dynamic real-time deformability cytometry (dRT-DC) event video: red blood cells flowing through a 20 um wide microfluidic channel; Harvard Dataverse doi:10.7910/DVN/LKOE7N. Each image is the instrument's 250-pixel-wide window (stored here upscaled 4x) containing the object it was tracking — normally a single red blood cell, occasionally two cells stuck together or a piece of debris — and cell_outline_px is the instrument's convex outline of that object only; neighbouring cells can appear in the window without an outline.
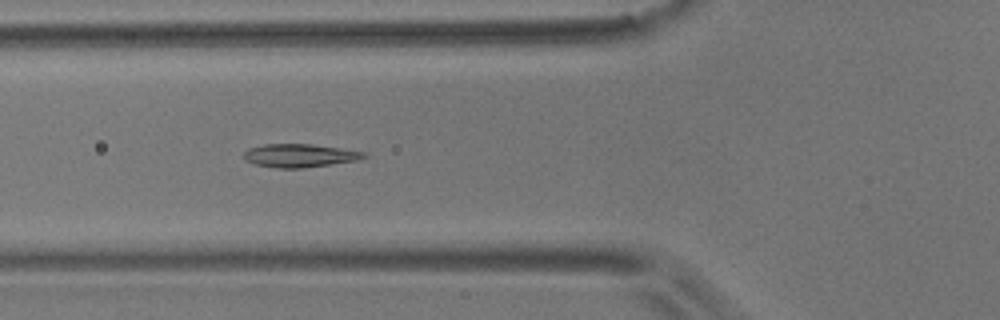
{"species": "common noctule bat (a hibernating species)", "species_latin": "Nyctalus noctula", "temperature_condition": "room temperature", "stored_images_in_passage": 10, "camera_frame_rate_fps": 3000, "um_per_image_px": 0.085, "animal": {"sex": "male", "body_mass_g": 17.9}, "frame": {"image": 1, "passage_image": 6, "time_ms": 6.667, "image_size_px": [1000, 320], "cell_outline_px": [[368, 156], [360, 160], [304, 168], [276, 168], [252, 164], [244, 160], [244, 152], [248, 148], [264, 144], [312, 144], [340, 148], [364, 152]], "centroid_in_image_um": [25.45, 13.23], "position_along_channel_um": 100.4, "area_um2": 16.47}}
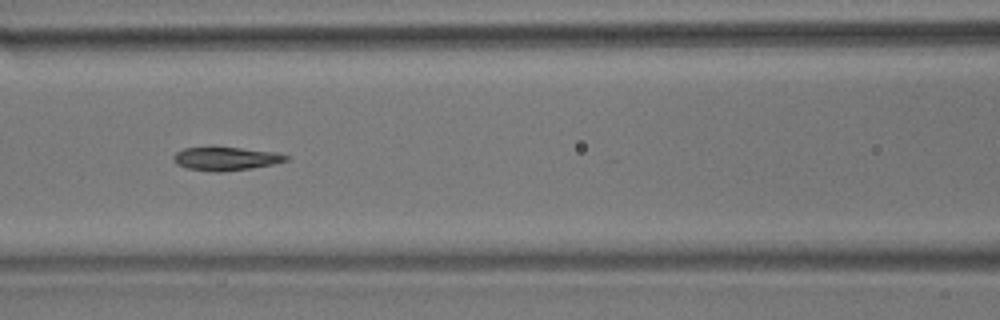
{"frame": {"image": 2, "passage_image": 7, "time_ms": 8.0, "image_size_px": [1000, 320], "cell_outline_px": [[288, 160], [272, 164], [252, 168], [220, 172], [212, 172], [184, 168], [176, 164], [172, 160], [172, 156], [176, 152], [184, 148], [240, 148], [276, 152], [288, 156]], "centroid_in_image_um": [19.14, 13.5], "position_along_channel_um": 147.5, "area_um2": 15.26}}